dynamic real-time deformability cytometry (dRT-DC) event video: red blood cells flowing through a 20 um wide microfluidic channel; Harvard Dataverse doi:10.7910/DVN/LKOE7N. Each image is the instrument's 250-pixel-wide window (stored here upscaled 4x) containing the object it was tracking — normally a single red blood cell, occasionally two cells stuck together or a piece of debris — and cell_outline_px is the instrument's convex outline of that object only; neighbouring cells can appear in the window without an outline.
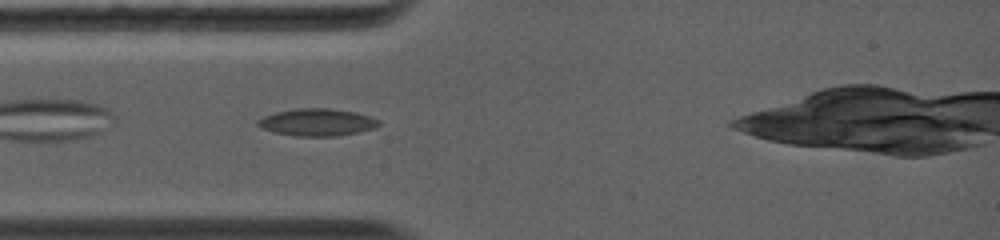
{"species": "common noctule bat (a hibernating species)", "species_latin": "Nyctalus noctula", "temperature_condition": "warm", "stored_images_in_passage": 5, "camera_frame_rate_fps": 5000, "um_per_image_px": 0.085, "animal": {"sex": "female", "body_mass_g": 19.0, "forearm_length_mm": 56.7}, "frame": {"image": 1, "passage_image": 2, "time_ms": 0.6, "image_size_px": [1000, 240], "cell_outline_px": [[380, 124], [372, 128], [356, 132], [336, 136], [296, 136], [276, 132], [260, 128], [256, 124], [256, 120], [264, 116], [276, 112], [292, 108], [328, 108], [356, 112], [380, 120]], "centroid_in_image_um": [26.9, 10.38], "position_along_channel_um": 58.1, "area_um2": 19.13}}
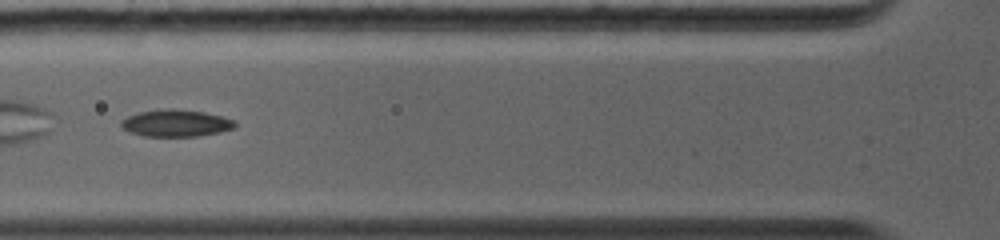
{"frame": {"image": 2, "passage_image": 4, "time_ms": 1.8, "image_size_px": [1000, 240], "cell_outline_px": [[236, 128], [220, 132], [196, 136], [144, 136], [128, 132], [120, 124], [120, 120], [128, 116], [140, 112], [168, 108], [172, 108], [204, 112], [236, 120]], "centroid_in_image_um": [14.96, 10.47], "position_along_channel_um": 110.8, "area_um2": 17.92}}